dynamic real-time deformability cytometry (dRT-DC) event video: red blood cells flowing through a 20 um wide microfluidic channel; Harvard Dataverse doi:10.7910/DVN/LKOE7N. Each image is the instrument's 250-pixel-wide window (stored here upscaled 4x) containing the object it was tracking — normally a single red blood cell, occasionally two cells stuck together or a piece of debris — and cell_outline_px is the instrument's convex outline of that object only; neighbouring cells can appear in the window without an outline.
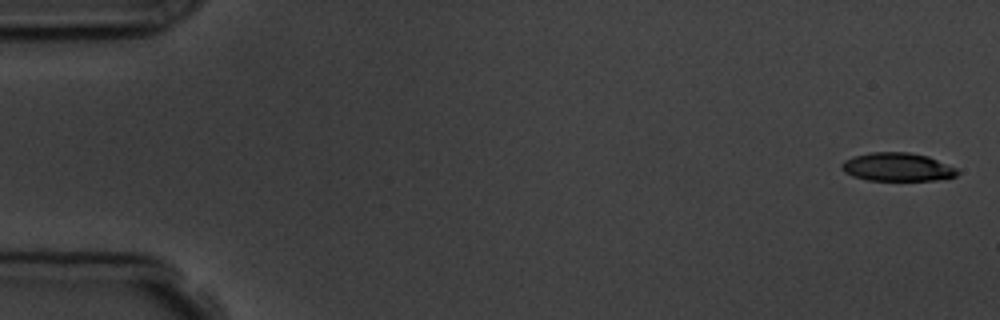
{"species": "common noctule bat (a hibernating species)", "species_latin": "Nyctalus noctula", "temperature_condition": "room temperature", "stored_images_in_passage": 6, "camera_frame_rate_fps": 3000, "um_per_image_px": 0.085, "animal": {"sex": "male", "body_mass_g": 19.5, "forearm_length_mm": 54.6}, "frame": {"image": 1, "passage_image": 1, "time_ms": 0.0, "image_size_px": [1000, 320], "cell_outline_px": [[960, 172], [956, 176], [936, 180], [868, 180], [852, 176], [844, 172], [840, 168], [840, 164], [844, 160], [852, 156], [872, 152], [908, 152], [928, 156], [956, 168]], "centroid_in_image_um": [76.24, 14.19], "position_along_channel_um": 8.8, "area_um2": 19.19}}
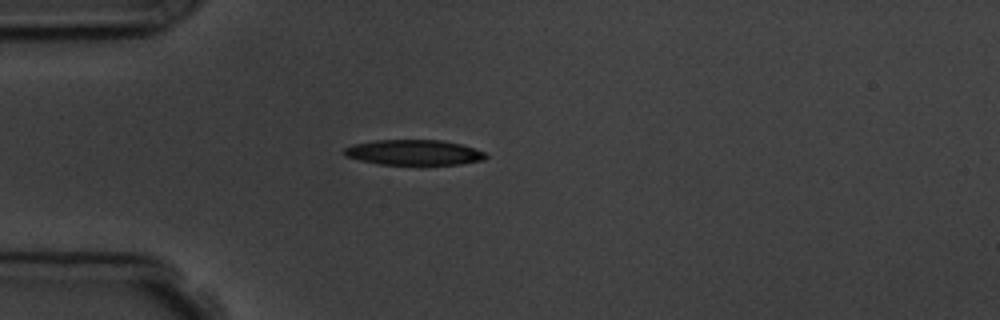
{"frame": {"image": 2, "passage_image": 5, "time_ms": 4.667, "image_size_px": [1000, 320], "cell_outline_px": [[488, 156], [484, 160], [460, 164], [380, 164], [360, 160], [344, 156], [344, 148], [352, 144], [376, 140], [444, 140], [460, 144], [484, 152]], "centroid_in_image_um": [35.16, 12.95], "position_along_channel_um": 49.8, "area_um2": 20.75}}